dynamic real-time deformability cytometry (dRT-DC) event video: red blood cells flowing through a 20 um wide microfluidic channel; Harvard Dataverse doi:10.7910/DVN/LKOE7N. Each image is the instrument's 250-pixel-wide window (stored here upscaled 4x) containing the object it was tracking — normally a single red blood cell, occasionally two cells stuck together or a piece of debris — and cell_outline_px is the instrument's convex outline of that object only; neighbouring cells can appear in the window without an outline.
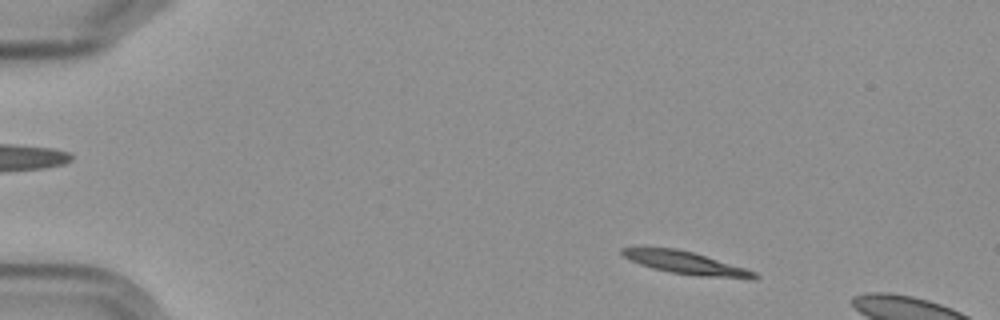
{"species": "Egyptian fruit bat (a non-hibernating species)", "species_latin": "Rousettus aegyptiacus", "temperature_condition": "cold", "stored_images_in_passage": 3, "camera_frame_rate_fps": 3000, "um_per_image_px": 0.085, "frame": {"image": 1, "passage_image": 1, "time_ms": 0.0, "image_size_px": [1000, 320], "cell_outline_px": [[760, 276], [752, 280], [700, 276], [668, 272], [652, 268], [640, 264], [624, 256], [620, 252], [620, 248], [644, 244], [676, 248], [692, 252], [744, 268], [756, 272]], "centroid_in_image_um": [58.21, 22.31], "position_along_channel_um": 26.8, "area_um2": 18.09}}